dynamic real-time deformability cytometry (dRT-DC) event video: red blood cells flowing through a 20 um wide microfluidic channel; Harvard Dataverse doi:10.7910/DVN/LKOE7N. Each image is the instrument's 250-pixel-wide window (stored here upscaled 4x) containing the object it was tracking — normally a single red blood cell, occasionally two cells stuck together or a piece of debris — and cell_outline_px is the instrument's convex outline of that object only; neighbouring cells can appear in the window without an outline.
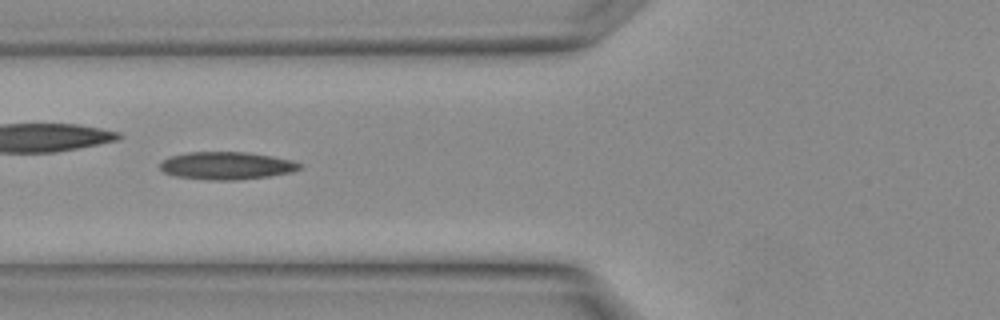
{"species": "Egyptian fruit bat (a non-hibernating species)", "species_latin": "Rousettus aegyptiacus", "temperature_condition": "warm", "stored_images_in_passage": 17, "camera_frame_rate_fps": 3000, "um_per_image_px": 0.085, "animal": {"sex": "female"}, "frame": {"image": 1, "passage_image": 10, "time_ms": 3.0, "image_size_px": [1000, 320], "cell_outline_px": [[304, 164], [300, 168], [292, 172], [268, 176], [236, 180], [212, 180], [176, 176], [164, 172], [160, 168], [160, 164], [168, 156], [188, 152], [248, 152], [272, 156], [292, 160]], "centroid_in_image_um": [19.28, 14.07], "position_along_channel_um": 106.5, "area_um2": 22.48}}
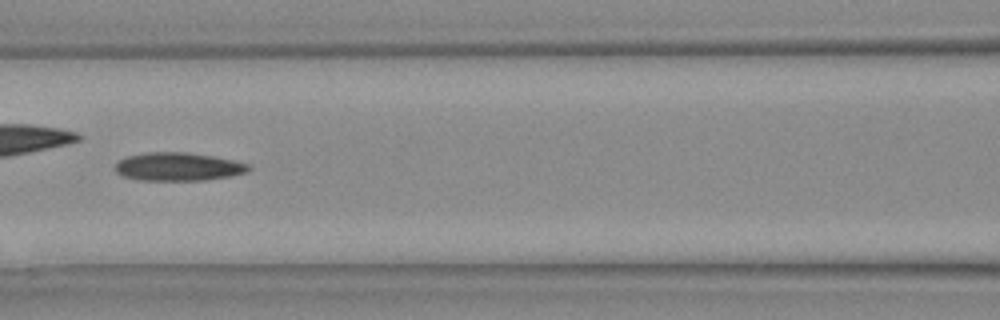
{"frame": {"image": 2, "passage_image": 12, "time_ms": 3.667, "image_size_px": [1000, 320], "cell_outline_px": [[252, 168], [248, 172], [228, 176], [204, 180], [140, 180], [124, 176], [116, 172], [116, 164], [120, 160], [128, 156], [148, 152], [184, 152], [212, 156], [232, 160], [248, 164]], "centroid_in_image_um": [15.16, 14.17], "position_along_channel_um": 151.4, "area_um2": 21.68}}